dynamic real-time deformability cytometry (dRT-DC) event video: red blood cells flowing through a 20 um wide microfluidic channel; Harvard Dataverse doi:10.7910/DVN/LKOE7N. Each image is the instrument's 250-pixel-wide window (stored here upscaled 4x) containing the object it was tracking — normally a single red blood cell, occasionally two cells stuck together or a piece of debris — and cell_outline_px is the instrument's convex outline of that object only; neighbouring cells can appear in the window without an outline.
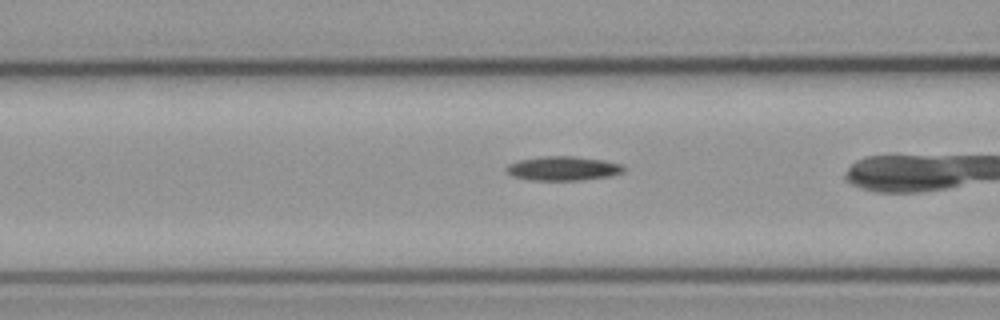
{"species": "common noctule bat (a hibernating species)", "species_latin": "Nyctalus noctula", "temperature_condition": "cold", "stored_images_in_passage": 5, "camera_frame_rate_fps": 3000, "um_per_image_px": 0.085, "animal": {"sex": "male", "body_mass_g": 23.1, "forearm_length_mm": 52.7}, "frame": {"image": 1, "passage_image": 4, "time_ms": 1.0, "image_size_px": [1000, 320], "cell_outline_px": [[624, 172], [608, 176], [580, 180], [532, 180], [512, 176], [504, 168], [508, 164], [520, 160], [544, 156], [572, 156], [604, 160], [620, 164], [624, 168]], "centroid_in_image_um": [47.84, 14.31], "position_along_channel_um": 118.8, "area_um2": 16.36}}